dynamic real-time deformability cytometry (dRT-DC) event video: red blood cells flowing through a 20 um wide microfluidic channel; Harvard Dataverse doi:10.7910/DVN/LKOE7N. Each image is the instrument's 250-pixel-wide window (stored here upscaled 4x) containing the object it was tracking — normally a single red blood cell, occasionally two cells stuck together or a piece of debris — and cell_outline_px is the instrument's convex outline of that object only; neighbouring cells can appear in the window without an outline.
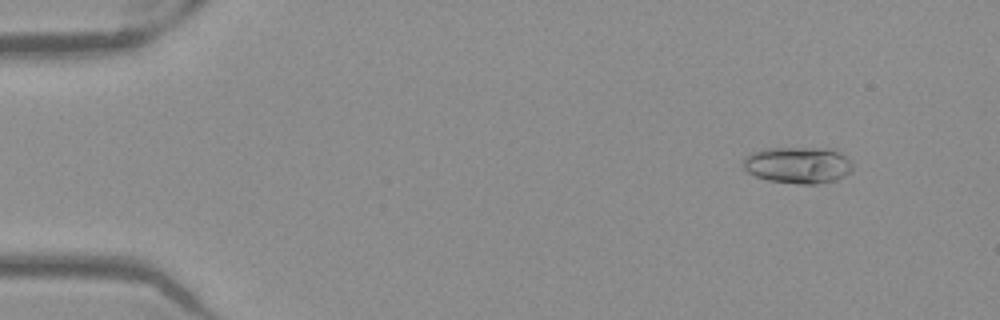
{"species": "Egyptian fruit bat (a non-hibernating species)", "species_latin": "Rousettus aegyptiacus", "temperature_condition": "warm", "stored_images_in_passage": 52, "camera_frame_rate_fps": 3000, "um_per_image_px": 0.085, "frame": {"image": 1, "passage_image": 6, "time_ms": 1.667, "image_size_px": [1000, 320], "cell_outline_px": [[852, 172], [836, 180], [816, 184], [800, 184], [768, 180], [756, 176], [748, 172], [744, 168], [744, 156], [752, 152], [764, 148], [832, 148], [840, 152], [852, 164]], "centroid_in_image_um": [67.83, 14.02], "position_along_channel_um": 17.2, "area_um2": 23.41}}
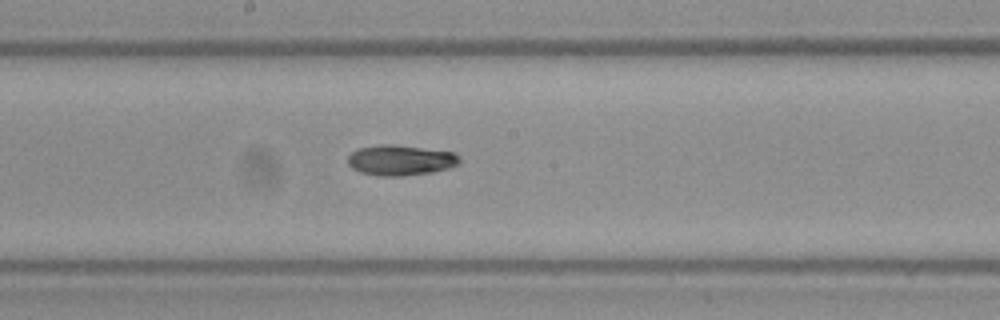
{"frame": {"image": 2, "passage_image": 29, "time_ms": 9.333, "image_size_px": [1000, 320], "cell_outline_px": [[460, 164], [448, 168], [432, 172], [400, 176], [376, 176], [360, 172], [352, 168], [348, 164], [348, 156], [356, 148], [384, 144], [396, 144], [456, 152], [460, 156]], "centroid_in_image_um": [34.06, 13.61], "position_along_channel_um": 214.1, "area_um2": 20.11}}
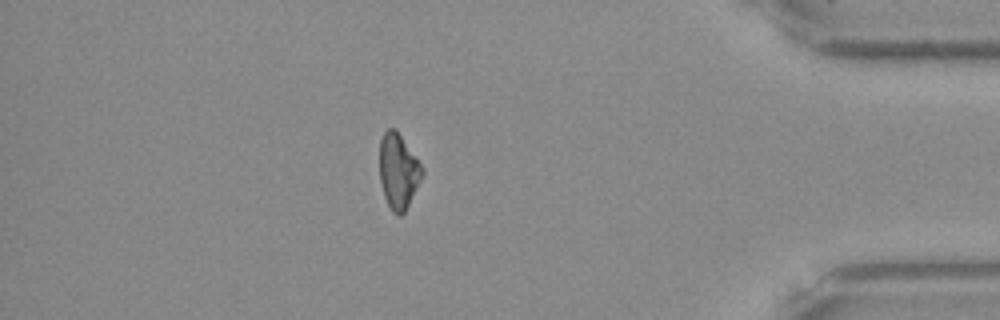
{"frame": {"image": 3, "passage_image": 46, "time_ms": 15.0, "image_size_px": [1000, 320], "cell_outline_px": [[424, 176], [404, 212], [400, 216], [396, 216], [392, 212], [384, 196], [380, 180], [380, 140], [384, 132], [388, 128], [392, 128], [400, 136], [416, 156], [424, 168]], "centroid_in_image_um": [33.88, 14.59], "position_along_channel_um": 401.3, "area_um2": 18.61}, "authors_computed_cell_mechanics": {"area_um2": 19.7965, "velocity_mm_per_s": 3.966, "shape_relaxation_time_tau1_ms": 6.216, "shape_relaxation_time_tau2_ms": null, "deformation_change_tau1": 0.1811, "deformation_change_tau2": null}}